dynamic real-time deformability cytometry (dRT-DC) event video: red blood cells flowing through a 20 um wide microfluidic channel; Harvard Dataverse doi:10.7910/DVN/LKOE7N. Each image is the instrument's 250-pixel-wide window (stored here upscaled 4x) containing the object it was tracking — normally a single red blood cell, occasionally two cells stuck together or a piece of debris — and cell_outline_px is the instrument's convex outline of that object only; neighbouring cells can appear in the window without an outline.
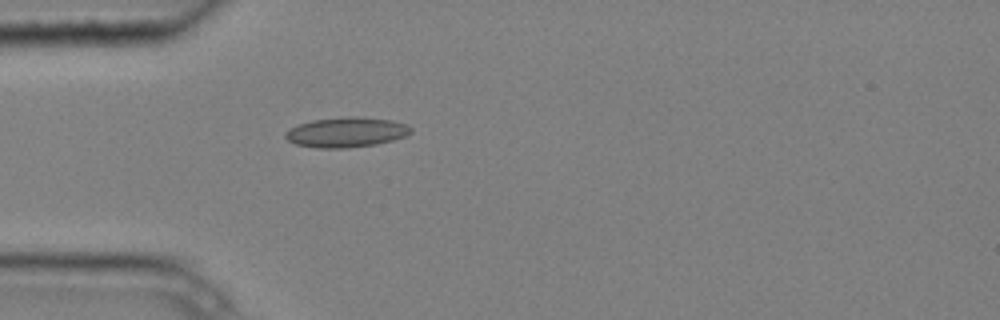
{"species": "common noctule bat (a hibernating species)", "species_latin": "Nyctalus noctula", "temperature_condition": "cold", "stored_images_in_passage": 1, "camera_frame_rate_fps": 3000, "um_per_image_px": 0.085, "animal": {"sex": "male", "body_mass_g": 20.4}, "frame": {"image": 1, "passage_image": 1, "time_ms": 0.0, "image_size_px": [1000, 320], "cell_outline_px": [[412, 132], [404, 136], [392, 140], [376, 144], [344, 148], [316, 148], [296, 144], [288, 140], [284, 136], [284, 132], [288, 128], [312, 120], [348, 116], [360, 116], [392, 120], [408, 124], [412, 128]], "centroid_in_image_um": [29.43, 11.23], "position_along_channel_um": 55.6, "area_um2": 22.08}}